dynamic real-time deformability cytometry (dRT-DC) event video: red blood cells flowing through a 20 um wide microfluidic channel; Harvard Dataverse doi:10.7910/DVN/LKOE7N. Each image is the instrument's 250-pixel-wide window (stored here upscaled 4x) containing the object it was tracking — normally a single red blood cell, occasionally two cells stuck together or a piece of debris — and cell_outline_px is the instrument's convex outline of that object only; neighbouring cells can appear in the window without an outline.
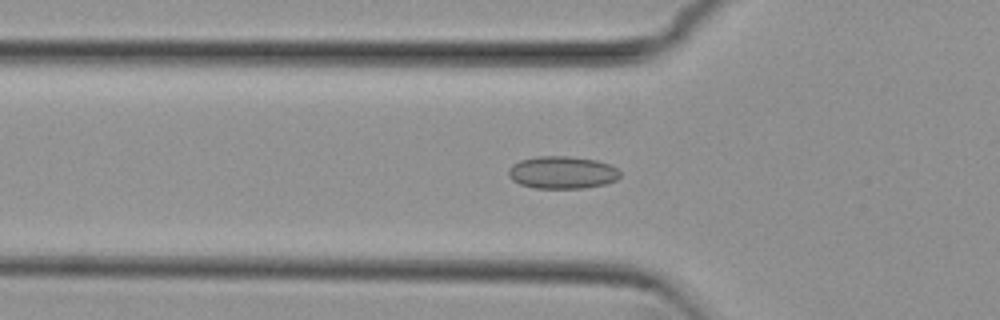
{"species": "common noctule bat (a hibernating species)", "species_latin": "Nyctalus noctula", "temperature_condition": "cold", "stored_images_in_passage": 54, "camera_frame_rate_fps": 3000, "um_per_image_px": 0.085, "animal": {"sex": "female", "body_mass_g": 29.2, "forearm_length_mm": 56.3}, "frame": {"image": 1, "passage_image": 17, "time_ms": 5.333, "image_size_px": [1000, 320], "cell_outline_px": [[620, 176], [616, 180], [604, 184], [584, 188], [532, 188], [520, 184], [512, 180], [508, 176], [508, 168], [512, 164], [520, 160], [536, 156], [568, 156], [596, 160], [612, 164], [620, 172]], "centroid_in_image_um": [47.77, 14.65], "position_along_channel_um": 78.0, "area_um2": 21.33}}
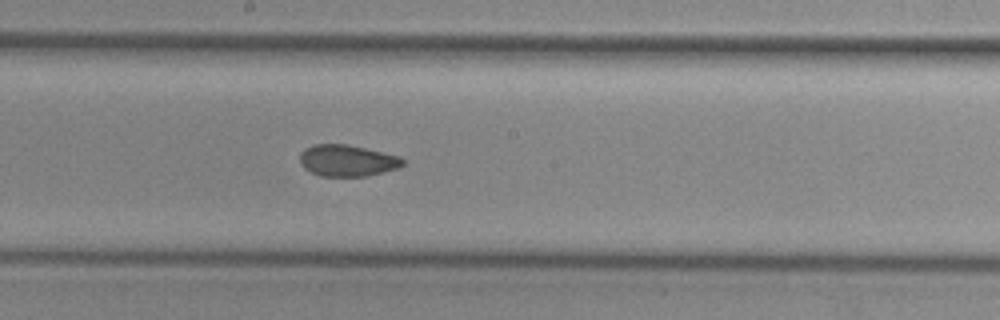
{"frame": {"image": 2, "passage_image": 28, "time_ms": 9.0, "image_size_px": [1000, 320], "cell_outline_px": [[404, 164], [400, 168], [368, 176], [320, 176], [304, 168], [300, 164], [300, 152], [304, 148], [312, 144], [348, 144], [400, 156], [404, 160]], "centroid_in_image_um": [29.52, 13.64], "position_along_channel_um": 218.7, "area_um2": 19.13}}
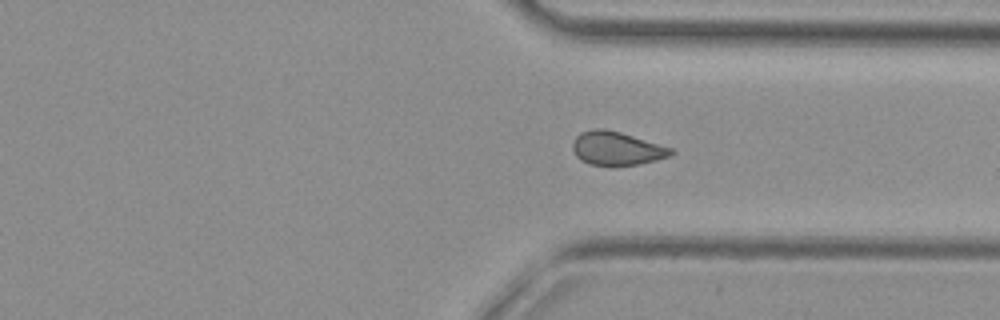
{"frame": {"image": 3, "passage_image": 39, "time_ms": 12.667, "image_size_px": [1000, 320], "cell_outline_px": [[676, 152], [668, 156], [656, 160], [636, 164], [612, 168], [588, 164], [580, 160], [576, 156], [572, 148], [572, 144], [576, 136], [580, 132], [592, 128], [604, 128], [620, 132], [672, 148]], "centroid_in_image_um": [52.37, 12.64], "position_along_channel_um": 359.0, "area_um2": 19.65}}